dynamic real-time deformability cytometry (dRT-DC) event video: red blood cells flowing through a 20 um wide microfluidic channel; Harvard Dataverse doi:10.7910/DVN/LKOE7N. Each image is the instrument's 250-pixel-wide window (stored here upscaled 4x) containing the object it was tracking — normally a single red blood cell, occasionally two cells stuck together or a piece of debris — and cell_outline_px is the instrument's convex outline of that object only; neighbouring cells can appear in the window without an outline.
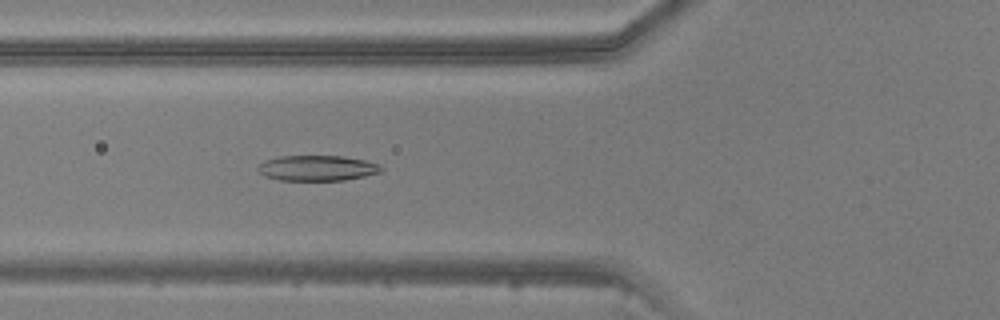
{"species": "common noctule bat (a hibernating species)", "species_latin": "Nyctalus noctula", "temperature_condition": "warm", "stored_images_in_passage": 48, "camera_frame_rate_fps": 3000, "um_per_image_px": 0.085, "animal": {"sex": "male", "body_mass_g": 20.5, "forearm_length_mm": 52.5}, "frame": {"image": 1, "passage_image": 19, "time_ms": 6.0, "image_size_px": [1000, 320], "cell_outline_px": [[384, 168], [380, 172], [364, 176], [344, 180], [280, 180], [264, 176], [256, 168], [264, 160], [280, 156], [344, 156], [364, 160], [380, 164]], "centroid_in_image_um": [26.96, 14.28], "position_along_channel_um": 98.8, "area_um2": 18.26}}
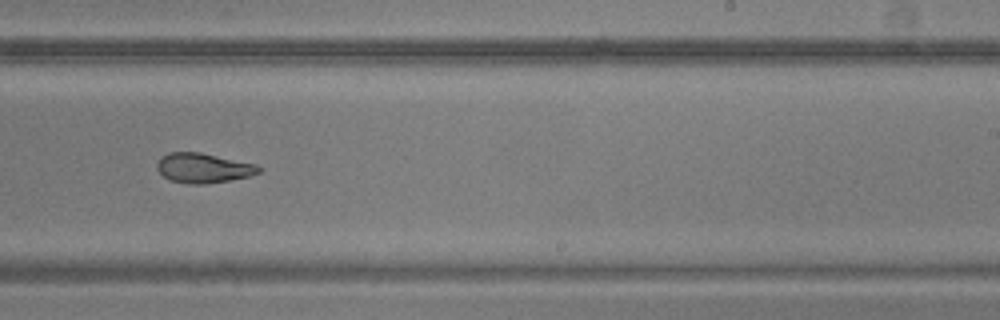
{"frame": {"image": 2, "passage_image": 31, "time_ms": 10.0, "image_size_px": [1000, 320], "cell_outline_px": [[260, 172], [248, 176], [228, 180], [204, 184], [188, 184], [172, 180], [164, 176], [156, 168], [156, 164], [160, 156], [168, 152], [200, 152], [256, 164], [260, 168]], "centroid_in_image_um": [17.24, 14.26], "position_along_channel_um": 271.8, "area_um2": 17.51}}
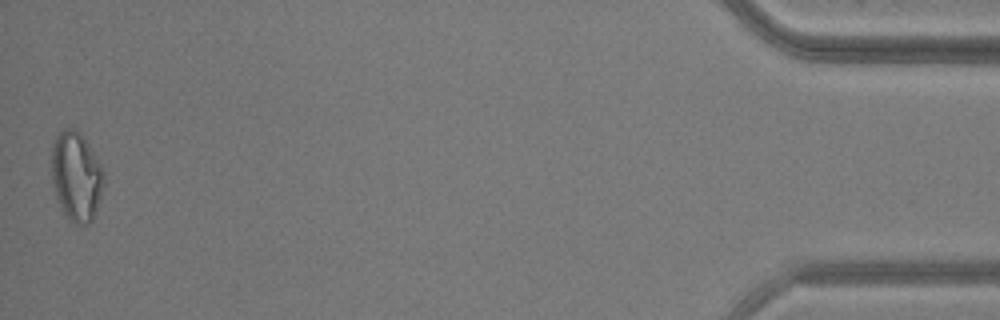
{"frame": {"image": 3, "passage_image": 48, "time_ms": 15.667, "image_size_px": [1000, 320], "cell_outline_px": [[104, 184], [100, 200], [92, 220], [88, 224], [76, 224], [60, 208], [56, 196], [52, 180], [52, 144], [56, 136], [64, 128], [72, 128], [80, 132], [88, 144], [100, 164], [104, 172]], "centroid_in_image_um": [6.49, 14.98], "position_along_channel_um": 428.7, "area_um2": 26.99}}